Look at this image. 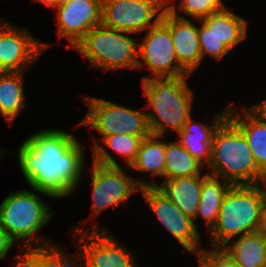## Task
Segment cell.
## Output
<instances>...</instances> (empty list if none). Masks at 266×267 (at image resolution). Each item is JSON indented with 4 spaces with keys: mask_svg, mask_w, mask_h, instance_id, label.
I'll list each match as a JSON object with an SVG mask.
<instances>
[{
    "mask_svg": "<svg viewBox=\"0 0 266 267\" xmlns=\"http://www.w3.org/2000/svg\"><path fill=\"white\" fill-rule=\"evenodd\" d=\"M22 175L33 190L51 198L76 190L84 169V150L71 133L43 129L31 134L18 149Z\"/></svg>",
    "mask_w": 266,
    "mask_h": 267,
    "instance_id": "6da1fadb",
    "label": "cell"
},
{
    "mask_svg": "<svg viewBox=\"0 0 266 267\" xmlns=\"http://www.w3.org/2000/svg\"><path fill=\"white\" fill-rule=\"evenodd\" d=\"M184 77H143L147 120L152 135L163 137L171 129L178 134L191 118L194 92Z\"/></svg>",
    "mask_w": 266,
    "mask_h": 267,
    "instance_id": "7a4b0ae2",
    "label": "cell"
},
{
    "mask_svg": "<svg viewBox=\"0 0 266 267\" xmlns=\"http://www.w3.org/2000/svg\"><path fill=\"white\" fill-rule=\"evenodd\" d=\"M212 174L232 185H256L262 171L243 132L227 117L212 138V158L208 165Z\"/></svg>",
    "mask_w": 266,
    "mask_h": 267,
    "instance_id": "3957f363",
    "label": "cell"
},
{
    "mask_svg": "<svg viewBox=\"0 0 266 267\" xmlns=\"http://www.w3.org/2000/svg\"><path fill=\"white\" fill-rule=\"evenodd\" d=\"M266 197L256 185H232L224 196L216 224L209 231L211 248H221L234 237L257 232Z\"/></svg>",
    "mask_w": 266,
    "mask_h": 267,
    "instance_id": "277c9868",
    "label": "cell"
},
{
    "mask_svg": "<svg viewBox=\"0 0 266 267\" xmlns=\"http://www.w3.org/2000/svg\"><path fill=\"white\" fill-rule=\"evenodd\" d=\"M130 34L132 33L98 25L92 28L73 49L87 58L91 68H100L104 72L136 69L139 42L130 38Z\"/></svg>",
    "mask_w": 266,
    "mask_h": 267,
    "instance_id": "5b68a950",
    "label": "cell"
},
{
    "mask_svg": "<svg viewBox=\"0 0 266 267\" xmlns=\"http://www.w3.org/2000/svg\"><path fill=\"white\" fill-rule=\"evenodd\" d=\"M28 190L8 194L0 204V225L14 242L25 240L23 246H34L42 241L37 231L48 224L54 211ZM41 239V240H40Z\"/></svg>",
    "mask_w": 266,
    "mask_h": 267,
    "instance_id": "8992f818",
    "label": "cell"
},
{
    "mask_svg": "<svg viewBox=\"0 0 266 267\" xmlns=\"http://www.w3.org/2000/svg\"><path fill=\"white\" fill-rule=\"evenodd\" d=\"M88 113L79 126L93 128L101 137L113 134L150 136L146 112L95 97H86Z\"/></svg>",
    "mask_w": 266,
    "mask_h": 267,
    "instance_id": "52a82bcc",
    "label": "cell"
},
{
    "mask_svg": "<svg viewBox=\"0 0 266 267\" xmlns=\"http://www.w3.org/2000/svg\"><path fill=\"white\" fill-rule=\"evenodd\" d=\"M137 68L145 67L154 77H184L190 74L178 63L169 30V10L162 19L147 29L143 41L138 43Z\"/></svg>",
    "mask_w": 266,
    "mask_h": 267,
    "instance_id": "ba28073f",
    "label": "cell"
},
{
    "mask_svg": "<svg viewBox=\"0 0 266 267\" xmlns=\"http://www.w3.org/2000/svg\"><path fill=\"white\" fill-rule=\"evenodd\" d=\"M78 228V225L72 227L73 230H78L76 232L80 236L76 238L78 239L76 260L81 266L138 267L133 252L125 248L123 243L119 244L118 240H115L106 230H101V226L93 224L85 231L83 228L79 231ZM90 232L92 233L89 234Z\"/></svg>",
    "mask_w": 266,
    "mask_h": 267,
    "instance_id": "9c48e42d",
    "label": "cell"
},
{
    "mask_svg": "<svg viewBox=\"0 0 266 267\" xmlns=\"http://www.w3.org/2000/svg\"><path fill=\"white\" fill-rule=\"evenodd\" d=\"M166 9L167 0H102L101 25L142 33L158 23Z\"/></svg>",
    "mask_w": 266,
    "mask_h": 267,
    "instance_id": "30bf717a",
    "label": "cell"
},
{
    "mask_svg": "<svg viewBox=\"0 0 266 267\" xmlns=\"http://www.w3.org/2000/svg\"><path fill=\"white\" fill-rule=\"evenodd\" d=\"M92 168V212L97 216L108 207L121 205L144 186H156V181L136 180L120 166H102L93 162Z\"/></svg>",
    "mask_w": 266,
    "mask_h": 267,
    "instance_id": "8fae6325",
    "label": "cell"
},
{
    "mask_svg": "<svg viewBox=\"0 0 266 267\" xmlns=\"http://www.w3.org/2000/svg\"><path fill=\"white\" fill-rule=\"evenodd\" d=\"M149 208L177 242L188 252L201 250V237L194 219L184 215L156 186L141 187Z\"/></svg>",
    "mask_w": 266,
    "mask_h": 267,
    "instance_id": "7c38bea8",
    "label": "cell"
},
{
    "mask_svg": "<svg viewBox=\"0 0 266 267\" xmlns=\"http://www.w3.org/2000/svg\"><path fill=\"white\" fill-rule=\"evenodd\" d=\"M0 26V73L25 72L41 53L52 44L32 36L26 27L21 29L8 21Z\"/></svg>",
    "mask_w": 266,
    "mask_h": 267,
    "instance_id": "4fadbf2b",
    "label": "cell"
},
{
    "mask_svg": "<svg viewBox=\"0 0 266 267\" xmlns=\"http://www.w3.org/2000/svg\"><path fill=\"white\" fill-rule=\"evenodd\" d=\"M55 9L59 38H66L71 49L92 28L101 25L102 0H68Z\"/></svg>",
    "mask_w": 266,
    "mask_h": 267,
    "instance_id": "5bb4252c",
    "label": "cell"
},
{
    "mask_svg": "<svg viewBox=\"0 0 266 267\" xmlns=\"http://www.w3.org/2000/svg\"><path fill=\"white\" fill-rule=\"evenodd\" d=\"M176 3L167 0L169 10V30L173 41L178 63L190 74L198 68L202 61L198 26L184 15L177 12Z\"/></svg>",
    "mask_w": 266,
    "mask_h": 267,
    "instance_id": "9a60e30c",
    "label": "cell"
},
{
    "mask_svg": "<svg viewBox=\"0 0 266 267\" xmlns=\"http://www.w3.org/2000/svg\"><path fill=\"white\" fill-rule=\"evenodd\" d=\"M243 111L233 110L228 104V118L247 138L257 167L262 171L266 168V111L259 104Z\"/></svg>",
    "mask_w": 266,
    "mask_h": 267,
    "instance_id": "2e32d148",
    "label": "cell"
},
{
    "mask_svg": "<svg viewBox=\"0 0 266 267\" xmlns=\"http://www.w3.org/2000/svg\"><path fill=\"white\" fill-rule=\"evenodd\" d=\"M228 117V105L224 111L215 114L210 125L195 122L191 118L184 124L178 133V141L194 158L201 162L206 168L212 158V138L218 126Z\"/></svg>",
    "mask_w": 266,
    "mask_h": 267,
    "instance_id": "e0dca14e",
    "label": "cell"
},
{
    "mask_svg": "<svg viewBox=\"0 0 266 267\" xmlns=\"http://www.w3.org/2000/svg\"><path fill=\"white\" fill-rule=\"evenodd\" d=\"M208 175L165 178L156 187L186 216L195 219L200 202L202 181Z\"/></svg>",
    "mask_w": 266,
    "mask_h": 267,
    "instance_id": "ac0fdd59",
    "label": "cell"
},
{
    "mask_svg": "<svg viewBox=\"0 0 266 267\" xmlns=\"http://www.w3.org/2000/svg\"><path fill=\"white\" fill-rule=\"evenodd\" d=\"M148 136H133L129 134H113L103 137L98 142L94 140L92 152L93 162L102 166H120L116 162V157H113L106 147L112 149L118 155L125 158L126 167H129L136 159L141 142ZM104 144V145H101Z\"/></svg>",
    "mask_w": 266,
    "mask_h": 267,
    "instance_id": "d6986e66",
    "label": "cell"
},
{
    "mask_svg": "<svg viewBox=\"0 0 266 267\" xmlns=\"http://www.w3.org/2000/svg\"><path fill=\"white\" fill-rule=\"evenodd\" d=\"M221 248L238 267H266V236L261 232L244 234Z\"/></svg>",
    "mask_w": 266,
    "mask_h": 267,
    "instance_id": "ffe728a7",
    "label": "cell"
},
{
    "mask_svg": "<svg viewBox=\"0 0 266 267\" xmlns=\"http://www.w3.org/2000/svg\"><path fill=\"white\" fill-rule=\"evenodd\" d=\"M232 184L216 176L208 175L202 181L200 202L194 223L201 215L208 225V232L216 224L224 196Z\"/></svg>",
    "mask_w": 266,
    "mask_h": 267,
    "instance_id": "44dd1931",
    "label": "cell"
},
{
    "mask_svg": "<svg viewBox=\"0 0 266 267\" xmlns=\"http://www.w3.org/2000/svg\"><path fill=\"white\" fill-rule=\"evenodd\" d=\"M24 72L0 73V114L13 124L25 105Z\"/></svg>",
    "mask_w": 266,
    "mask_h": 267,
    "instance_id": "7402d4cb",
    "label": "cell"
},
{
    "mask_svg": "<svg viewBox=\"0 0 266 267\" xmlns=\"http://www.w3.org/2000/svg\"><path fill=\"white\" fill-rule=\"evenodd\" d=\"M161 138L163 137L152 134L144 138L136 159L127 168L149 172L153 178L157 176L165 177V142H162Z\"/></svg>",
    "mask_w": 266,
    "mask_h": 267,
    "instance_id": "603a6c76",
    "label": "cell"
},
{
    "mask_svg": "<svg viewBox=\"0 0 266 267\" xmlns=\"http://www.w3.org/2000/svg\"><path fill=\"white\" fill-rule=\"evenodd\" d=\"M203 167L178 140L165 143V178L201 175Z\"/></svg>",
    "mask_w": 266,
    "mask_h": 267,
    "instance_id": "cb8c5ba5",
    "label": "cell"
},
{
    "mask_svg": "<svg viewBox=\"0 0 266 267\" xmlns=\"http://www.w3.org/2000/svg\"><path fill=\"white\" fill-rule=\"evenodd\" d=\"M247 20L226 9L214 13V31L232 50L247 37Z\"/></svg>",
    "mask_w": 266,
    "mask_h": 267,
    "instance_id": "d4e9b609",
    "label": "cell"
},
{
    "mask_svg": "<svg viewBox=\"0 0 266 267\" xmlns=\"http://www.w3.org/2000/svg\"><path fill=\"white\" fill-rule=\"evenodd\" d=\"M198 21H201V26L198 27V36L202 59L205 54L211 55L217 60L222 59L231 50L214 31V13Z\"/></svg>",
    "mask_w": 266,
    "mask_h": 267,
    "instance_id": "484cf974",
    "label": "cell"
},
{
    "mask_svg": "<svg viewBox=\"0 0 266 267\" xmlns=\"http://www.w3.org/2000/svg\"><path fill=\"white\" fill-rule=\"evenodd\" d=\"M44 239L46 240L37 246V267H71L77 261L74 255L63 253L61 247L54 245L50 239Z\"/></svg>",
    "mask_w": 266,
    "mask_h": 267,
    "instance_id": "4316f807",
    "label": "cell"
},
{
    "mask_svg": "<svg viewBox=\"0 0 266 267\" xmlns=\"http://www.w3.org/2000/svg\"><path fill=\"white\" fill-rule=\"evenodd\" d=\"M225 7L221 0H181L179 11L183 12L186 17L201 20Z\"/></svg>",
    "mask_w": 266,
    "mask_h": 267,
    "instance_id": "83f0119b",
    "label": "cell"
},
{
    "mask_svg": "<svg viewBox=\"0 0 266 267\" xmlns=\"http://www.w3.org/2000/svg\"><path fill=\"white\" fill-rule=\"evenodd\" d=\"M196 253L199 257V267H238L222 248H202L194 254Z\"/></svg>",
    "mask_w": 266,
    "mask_h": 267,
    "instance_id": "f1b7e54d",
    "label": "cell"
},
{
    "mask_svg": "<svg viewBox=\"0 0 266 267\" xmlns=\"http://www.w3.org/2000/svg\"><path fill=\"white\" fill-rule=\"evenodd\" d=\"M21 253L15 256V267H37V246H22Z\"/></svg>",
    "mask_w": 266,
    "mask_h": 267,
    "instance_id": "f546056e",
    "label": "cell"
},
{
    "mask_svg": "<svg viewBox=\"0 0 266 267\" xmlns=\"http://www.w3.org/2000/svg\"><path fill=\"white\" fill-rule=\"evenodd\" d=\"M15 242L0 225V260L3 259Z\"/></svg>",
    "mask_w": 266,
    "mask_h": 267,
    "instance_id": "4dcf8cb0",
    "label": "cell"
},
{
    "mask_svg": "<svg viewBox=\"0 0 266 267\" xmlns=\"http://www.w3.org/2000/svg\"><path fill=\"white\" fill-rule=\"evenodd\" d=\"M258 232H261L266 236V197L264 198V202L261 208V216H260V224Z\"/></svg>",
    "mask_w": 266,
    "mask_h": 267,
    "instance_id": "1f68e13d",
    "label": "cell"
},
{
    "mask_svg": "<svg viewBox=\"0 0 266 267\" xmlns=\"http://www.w3.org/2000/svg\"><path fill=\"white\" fill-rule=\"evenodd\" d=\"M34 2H42L54 9L60 4V0H33Z\"/></svg>",
    "mask_w": 266,
    "mask_h": 267,
    "instance_id": "d6a6232c",
    "label": "cell"
},
{
    "mask_svg": "<svg viewBox=\"0 0 266 267\" xmlns=\"http://www.w3.org/2000/svg\"><path fill=\"white\" fill-rule=\"evenodd\" d=\"M258 185L261 187V189L266 194V190H265V188H266V168L262 170L261 178L259 180ZM262 186H264V187L262 188Z\"/></svg>",
    "mask_w": 266,
    "mask_h": 267,
    "instance_id": "836d02e7",
    "label": "cell"
},
{
    "mask_svg": "<svg viewBox=\"0 0 266 267\" xmlns=\"http://www.w3.org/2000/svg\"><path fill=\"white\" fill-rule=\"evenodd\" d=\"M259 105L266 111V100L263 102L259 103Z\"/></svg>",
    "mask_w": 266,
    "mask_h": 267,
    "instance_id": "e575fe53",
    "label": "cell"
},
{
    "mask_svg": "<svg viewBox=\"0 0 266 267\" xmlns=\"http://www.w3.org/2000/svg\"><path fill=\"white\" fill-rule=\"evenodd\" d=\"M77 264V265H76ZM79 266L78 262L76 261L71 267H77Z\"/></svg>",
    "mask_w": 266,
    "mask_h": 267,
    "instance_id": "d590c367",
    "label": "cell"
},
{
    "mask_svg": "<svg viewBox=\"0 0 266 267\" xmlns=\"http://www.w3.org/2000/svg\"><path fill=\"white\" fill-rule=\"evenodd\" d=\"M4 150L3 151H0V159L3 158V155H4ZM3 153V154H2Z\"/></svg>",
    "mask_w": 266,
    "mask_h": 267,
    "instance_id": "8d00e7d4",
    "label": "cell"
},
{
    "mask_svg": "<svg viewBox=\"0 0 266 267\" xmlns=\"http://www.w3.org/2000/svg\"><path fill=\"white\" fill-rule=\"evenodd\" d=\"M65 1H68V0H60V4L63 3V2H65Z\"/></svg>",
    "mask_w": 266,
    "mask_h": 267,
    "instance_id": "74e56055",
    "label": "cell"
}]
</instances>
